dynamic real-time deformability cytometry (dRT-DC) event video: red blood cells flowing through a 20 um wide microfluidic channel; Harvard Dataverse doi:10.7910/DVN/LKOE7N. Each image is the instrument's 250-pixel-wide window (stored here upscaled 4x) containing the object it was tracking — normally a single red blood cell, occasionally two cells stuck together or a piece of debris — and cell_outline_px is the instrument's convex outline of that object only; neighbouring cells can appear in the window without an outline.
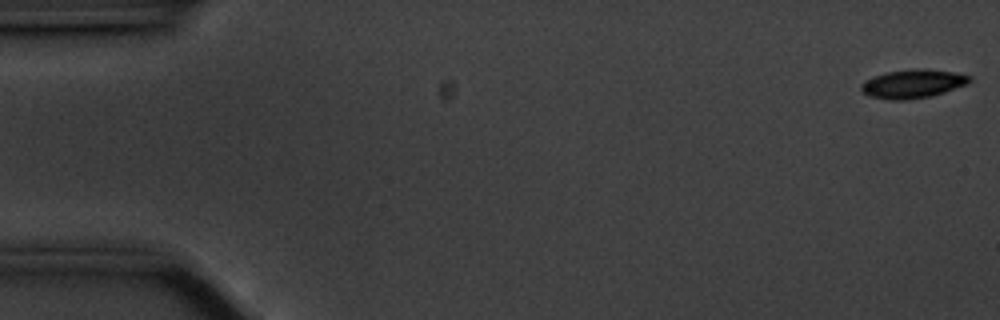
{"species": "common noctule bat (a hibernating species)", "species_latin": "Nyctalus noctula", "temperature_condition": "cold", "stored_images_in_passage": 57, "camera_frame_rate_fps": 3000, "um_per_image_px": 0.085, "animal": {"sex": "male", "body_mass_g": 20.1, "forearm_length_mm": 53.5}, "frame": {"image": 1, "passage_image": 1, "time_ms": 0.0, "image_size_px": [1000, 320], "cell_outline_px": [[972, 80], [968, 84], [932, 96], [908, 100], [888, 100], [868, 96], [860, 88], [860, 84], [876, 76], [888, 72], [952, 72], [972, 76]], "centroid_in_image_um": [77.59, 7.2], "position_along_channel_um": 7.4, "area_um2": 17.05}}
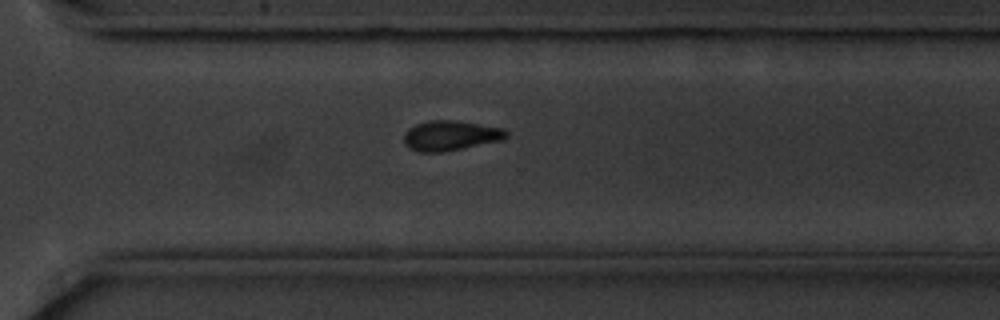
{"frame": {"image": 2, "passage_image": 40, "time_ms": 13.0, "image_size_px": [1000, 320], "cell_outline_px": [[508, 136], [500, 140], [440, 152], [416, 152], [408, 148], [404, 144], [404, 132], [408, 128], [416, 124], [428, 120], [456, 120], [504, 128], [508, 132]], "centroid_in_image_um": [38.24, 11.51], "position_along_channel_um": 332.4, "area_um2": 17.86}}
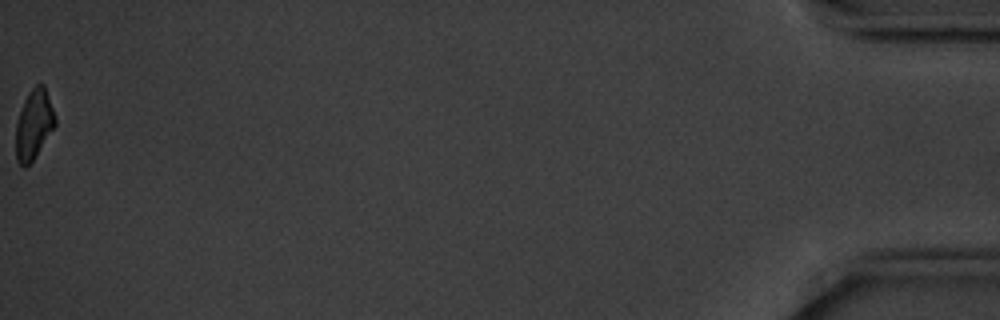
{"frame": {"image": 3, "passage_image": 57, "time_ms": 18.667, "image_size_px": [1000, 320], "cell_outline_px": [[56, 124], [32, 160], [24, 168], [16, 160], [16, 124], [24, 100], [28, 92], [36, 84], [44, 84], [56, 116]], "centroid_in_image_um": [2.88, 10.54], "position_along_channel_um": 432.3, "area_um2": 15.72}, "authors_computed_cell_mechanics": {"area_um2": 17.6868, "velocity_mm_per_s": 3.5295, "shape_relaxation_time_tau1_ms": 3.8116, "shape_relaxation_time_tau2_ms": null, "deformation_change_tau1": 0.1236, "deformation_change_tau2": null}}